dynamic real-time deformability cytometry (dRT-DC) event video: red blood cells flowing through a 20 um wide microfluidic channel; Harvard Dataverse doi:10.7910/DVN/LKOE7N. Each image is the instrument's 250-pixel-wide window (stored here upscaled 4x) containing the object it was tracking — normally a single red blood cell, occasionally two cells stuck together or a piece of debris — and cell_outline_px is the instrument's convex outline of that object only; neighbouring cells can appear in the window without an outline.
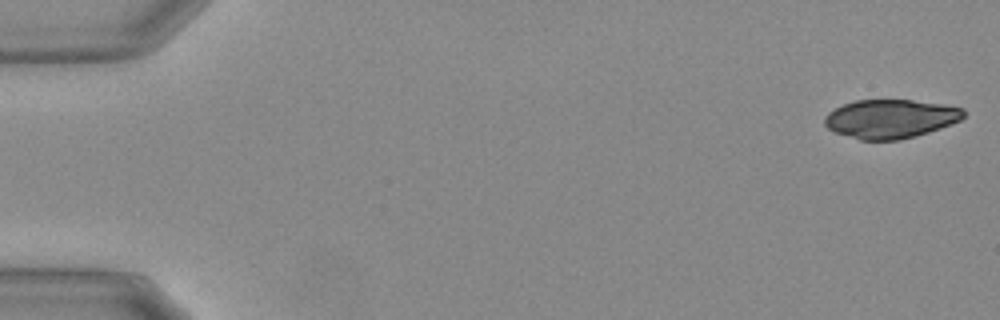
{"species": "Egyptian fruit bat (a non-hibernating species)", "species_latin": "Rousettus aegyptiacus", "temperature_condition": "warm", "stored_images_in_passage": 54, "camera_frame_rate_fps": 3000, "um_per_image_px": 0.085, "animal": {"sex": "female"}, "frame": {"image": 1, "passage_image": 1, "time_ms": 0.0, "image_size_px": [1000, 320], "cell_outline_px": [[964, 116], [960, 120], [940, 128], [928, 132], [900, 140], [860, 140], [836, 132], [828, 128], [824, 124], [824, 116], [828, 112], [844, 104], [856, 100], [912, 100], [944, 104], [964, 108]], "centroid_in_image_um": [75.69, 10.09], "position_along_channel_um": 9.3, "area_um2": 31.33}}